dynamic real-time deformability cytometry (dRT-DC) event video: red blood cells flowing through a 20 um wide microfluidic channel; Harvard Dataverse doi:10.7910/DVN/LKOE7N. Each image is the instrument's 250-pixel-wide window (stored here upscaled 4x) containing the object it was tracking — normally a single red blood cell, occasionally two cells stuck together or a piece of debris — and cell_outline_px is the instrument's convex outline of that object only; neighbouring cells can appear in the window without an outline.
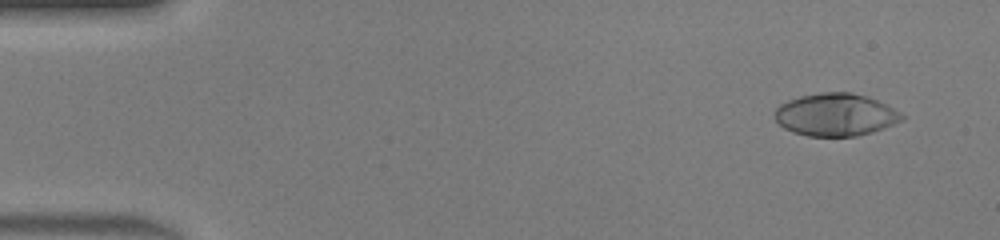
{"species": "human", "species_latin": "Homo sapiens", "temperature_condition": "warm", "stored_images_in_passage": 46, "camera_frame_rate_fps": 3000, "um_per_image_px": 0.085, "donor": {"sex": "male"}, "frame": {"image": 1, "passage_image": 3, "time_ms": 0.667, "image_size_px": [1000, 240], "cell_outline_px": [[904, 120], [884, 128], [872, 132], [856, 136], [808, 136], [792, 132], [784, 128], [776, 120], [776, 108], [780, 104], [788, 100], [800, 96], [820, 92], [852, 92], [876, 100], [900, 112], [904, 116]], "centroid_in_image_um": [71.02, 9.75], "position_along_channel_um": 14.0, "area_um2": 31.39}}
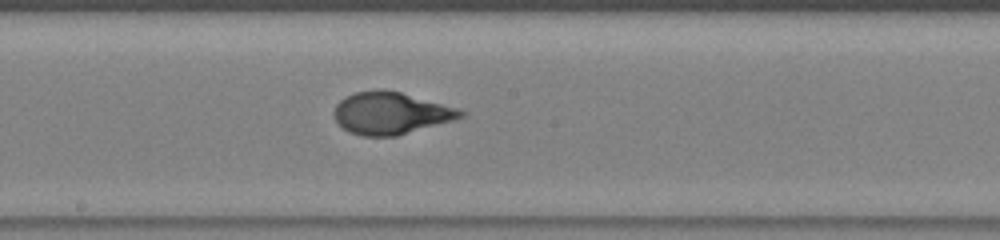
{"frame": {"image": 2, "passage_image": 25, "time_ms": 8.0, "image_size_px": [1000, 240], "cell_outline_px": [[464, 116], [456, 120], [396, 136], [364, 136], [348, 132], [336, 120], [332, 112], [336, 104], [344, 96], [356, 92], [376, 88], [400, 92], [456, 108], [464, 112]], "centroid_in_image_um": [33.18, 9.62], "position_along_channel_um": 215.0, "area_um2": 31.04}}
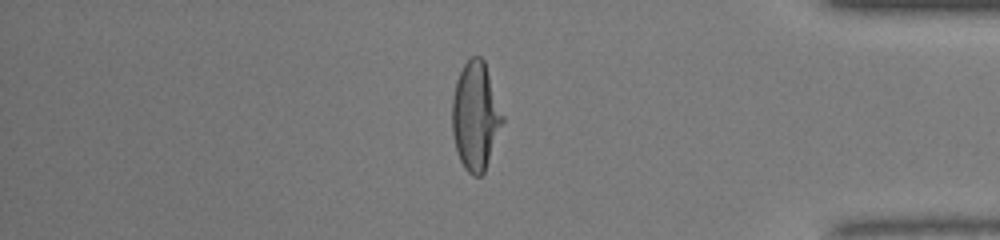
{"frame": {"image": 3, "passage_image": 39, "time_ms": 12.667, "image_size_px": [1000, 240], "cell_outline_px": [[504, 120], [484, 172], [480, 176], [472, 176], [464, 168], [460, 160], [456, 148], [452, 132], [452, 100], [456, 80], [464, 64], [472, 56], [480, 56], [484, 60], [504, 116]], "centroid_in_image_um": [40.41, 9.87], "position_along_channel_um": 394.8, "area_um2": 31.62}, "authors_computed_cell_mechanics": {"area_um2": 31.3854, "velocity_mm_per_s": 4.4486, "shape_relaxation_time_tau1_ms": 6.423, "shape_relaxation_time_tau2_ms": null, "deformation_change_tau1": 0.3383, "deformation_change_tau2": null}}